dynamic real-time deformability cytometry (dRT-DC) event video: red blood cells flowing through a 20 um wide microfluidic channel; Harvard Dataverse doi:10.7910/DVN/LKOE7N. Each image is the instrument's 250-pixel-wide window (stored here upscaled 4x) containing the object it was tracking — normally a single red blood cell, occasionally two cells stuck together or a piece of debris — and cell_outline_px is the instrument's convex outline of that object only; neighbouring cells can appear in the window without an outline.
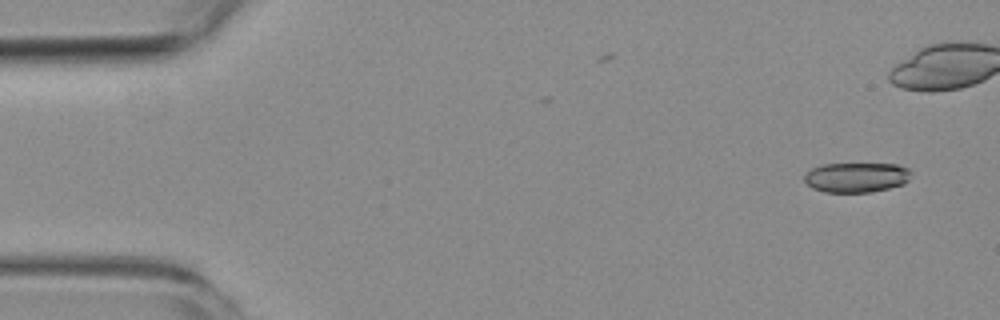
{"species": "common noctule bat (a hibernating species)", "species_latin": "Nyctalus noctula", "temperature_condition": "room temperature", "stored_images_in_passage": 4, "camera_frame_rate_fps": 3000, "um_per_image_px": 0.085, "animal": {"sex": "female", "body_mass_g": 19.3, "forearm_length_mm": 54.1}, "frame": {"image": 1, "passage_image": 4, "time_ms": 4.0, "image_size_px": [1000, 320], "cell_outline_px": [[912, 172], [908, 180], [904, 184], [872, 192], [824, 192], [812, 188], [804, 180], [804, 176], [812, 168], [820, 164], [896, 164], [908, 168]], "centroid_in_image_um": [72.8, 15.07], "position_along_channel_um": 12.2, "area_um2": 18.61}}